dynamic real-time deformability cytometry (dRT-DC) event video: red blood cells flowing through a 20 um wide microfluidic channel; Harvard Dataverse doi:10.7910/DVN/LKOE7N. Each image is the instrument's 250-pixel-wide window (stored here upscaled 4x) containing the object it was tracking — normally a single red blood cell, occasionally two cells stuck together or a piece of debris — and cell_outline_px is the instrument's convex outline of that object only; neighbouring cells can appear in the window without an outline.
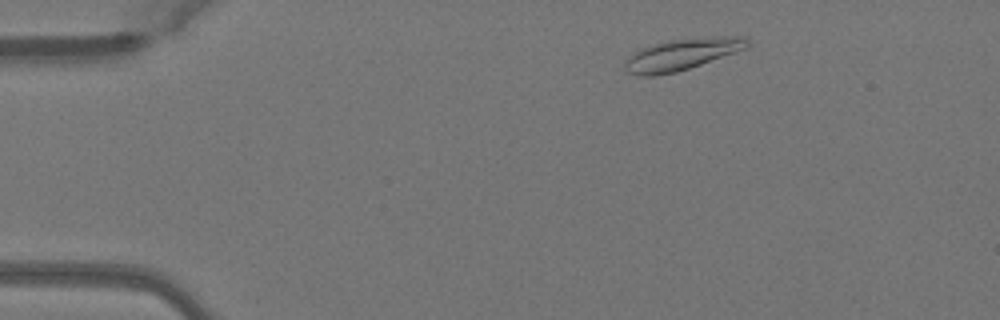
{"species": "Egyptian fruit bat (a non-hibernating species)", "species_latin": "Rousettus aegyptiacus", "temperature_condition": "warm", "stored_images_in_passage": 47, "camera_frame_rate_fps": 3000, "um_per_image_px": 0.085, "animal": {"sex": "female"}, "frame": {"image": 1, "passage_image": 5, "time_ms": 1.333, "image_size_px": [1000, 320], "cell_outline_px": [[748, 48], [676, 72], [656, 76], [640, 76], [628, 72], [624, 68], [624, 64], [640, 48], [652, 44], [668, 40], [720, 36], [744, 36], [748, 40]], "centroid_in_image_um": [57.97, 4.62], "position_along_channel_um": 27.0, "area_um2": 22.2}}
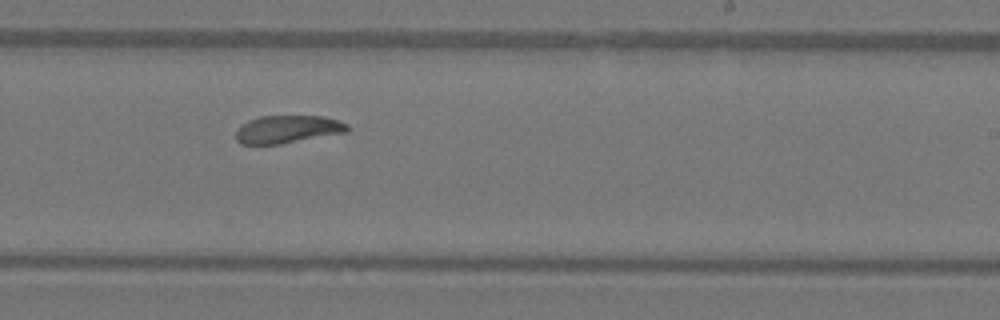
{"frame": {"image": 2, "passage_image": 28, "time_ms": 9.0, "image_size_px": [1000, 320], "cell_outline_px": [[348, 132], [280, 144], [240, 144], [236, 140], [236, 128], [240, 124], [248, 120], [260, 116], [324, 116], [348, 124]], "centroid_in_image_um": [24.4, 10.99], "position_along_channel_um": 264.6, "area_um2": 18.15}}
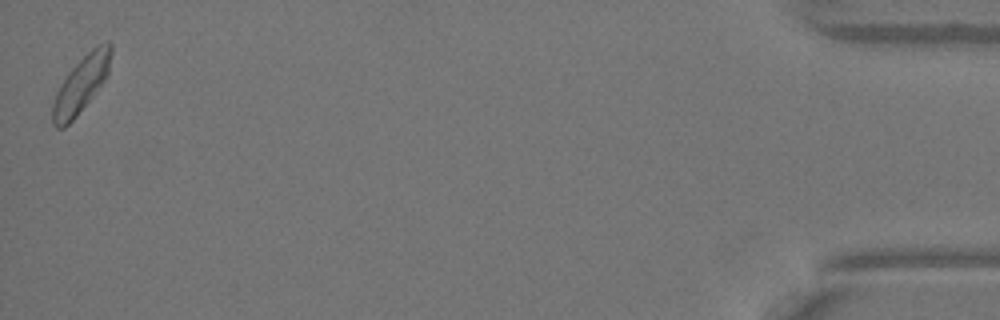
{"frame": {"image": 3, "passage_image": 47, "time_ms": 15.333, "image_size_px": [1000, 320], "cell_outline_px": [[112, 52], [108, 76], [76, 116], [64, 128], [56, 128], [52, 124], [52, 104], [56, 92], [60, 84], [68, 72], [92, 48], [108, 40], [112, 44]], "centroid_in_image_um": [6.89, 7.17], "position_along_channel_um": 428.3, "area_um2": 19.07}, "authors_computed_cell_mechanics": {"area_um2": 19.074, "velocity_mm_per_s": 4.0101, "shape_relaxation_time_tau1_ms": 3.5821, "shape_relaxation_time_tau2_ms": 6.0414, "deformation_change_tau1": 0.0975, "deformation_change_tau2": 0.1044}}